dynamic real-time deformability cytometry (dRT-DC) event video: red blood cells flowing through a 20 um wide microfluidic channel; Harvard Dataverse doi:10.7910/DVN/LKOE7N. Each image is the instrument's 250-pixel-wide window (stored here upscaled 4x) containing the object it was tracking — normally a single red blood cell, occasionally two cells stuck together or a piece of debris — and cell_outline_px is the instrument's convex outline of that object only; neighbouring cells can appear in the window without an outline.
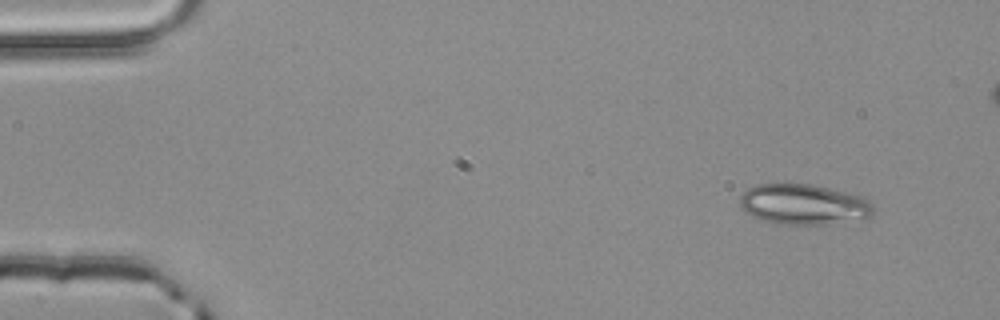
{"species": "common noctule bat (a hibernating species)", "species_latin": "Nyctalus noctula", "temperature_condition": "room temperature", "stored_images_in_passage": 4, "camera_frame_rate_fps": 3000, "um_per_image_px": 0.085, "animal": {"sex": "male", "body_mass_g": 20.4}, "frame": {"image": 1, "passage_image": 1, "time_ms": 0.0, "image_size_px": [1000, 320], "cell_outline_px": [[872, 216], [828, 224], [780, 224], [764, 220], [752, 216], [740, 204], [740, 196], [748, 188], [756, 184], [812, 184], [864, 196], [872, 204]], "centroid_in_image_um": [68.31, 17.36], "position_along_channel_um": 16.7, "area_um2": 31.15}}